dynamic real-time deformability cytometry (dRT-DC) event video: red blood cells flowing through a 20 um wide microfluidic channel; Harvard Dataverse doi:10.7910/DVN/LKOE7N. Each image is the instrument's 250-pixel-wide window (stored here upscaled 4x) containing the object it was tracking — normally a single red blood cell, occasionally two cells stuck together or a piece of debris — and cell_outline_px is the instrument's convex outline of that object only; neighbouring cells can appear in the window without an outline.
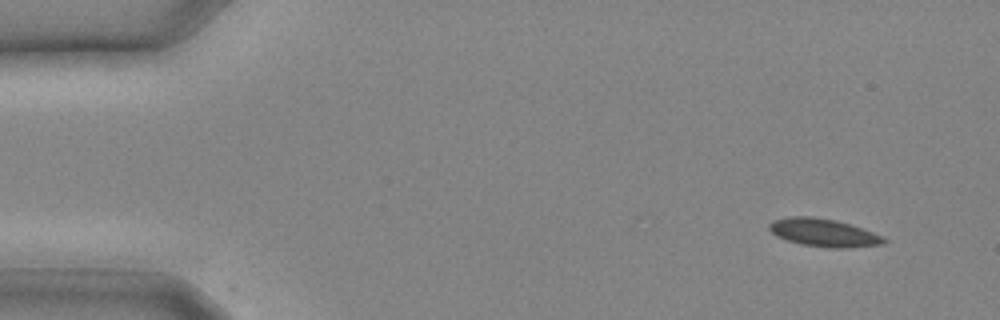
{"species": "common noctule bat (a hibernating species)", "species_latin": "Nyctalus noctula", "temperature_condition": "cold", "stored_images_in_passage": 5, "camera_frame_rate_fps": 3000, "um_per_image_px": 0.085, "animal": {"sex": "male", "body_mass_g": 20.4}, "frame": {"image": 1, "passage_image": 1, "time_ms": 0.0, "image_size_px": [1000, 320], "cell_outline_px": [[888, 240], [884, 244], [848, 248], [828, 248], [800, 244], [776, 236], [768, 228], [768, 224], [772, 220], [788, 216], [812, 216], [836, 220], [872, 232]], "centroid_in_image_um": [69.96, 19.78], "position_along_channel_um": 15.0, "area_um2": 18.67}}